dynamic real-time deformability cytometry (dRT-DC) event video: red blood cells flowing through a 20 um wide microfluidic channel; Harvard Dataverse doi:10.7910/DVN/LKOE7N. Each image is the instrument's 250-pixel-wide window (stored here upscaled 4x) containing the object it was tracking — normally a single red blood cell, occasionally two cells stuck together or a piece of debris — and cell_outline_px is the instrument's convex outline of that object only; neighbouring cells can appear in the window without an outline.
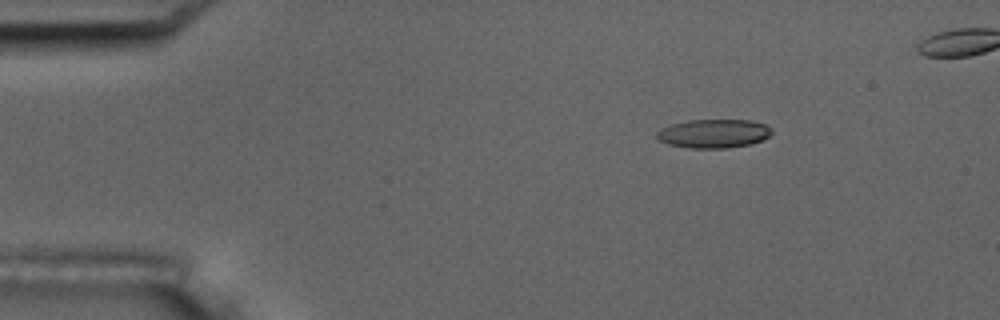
{"species": "common noctule bat (a hibernating species)", "species_latin": "Nyctalus noctula", "temperature_condition": "room temperature", "stored_images_in_passage": 6, "camera_frame_rate_fps": 3000, "um_per_image_px": 0.085, "animal": {"sex": "male", "body_mass_g": 17.5, "forearm_length_mm": 52.3}, "frame": {"image": 1, "passage_image": 3, "time_ms": 2.333, "image_size_px": [1000, 320], "cell_outline_px": [[772, 132], [764, 140], [752, 144], [728, 148], [688, 148], [668, 144], [660, 140], [656, 136], [656, 132], [660, 128], [672, 124], [688, 120], [752, 120], [764, 124], [772, 128]], "centroid_in_image_um": [60.68, 11.35], "position_along_channel_um": 24.3, "area_um2": 19.42}}